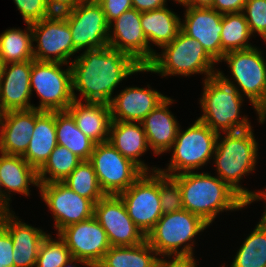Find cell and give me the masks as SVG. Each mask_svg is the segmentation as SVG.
I'll return each instance as SVG.
<instances>
[{
	"label": "cell",
	"mask_w": 266,
	"mask_h": 267,
	"mask_svg": "<svg viewBox=\"0 0 266 267\" xmlns=\"http://www.w3.org/2000/svg\"><path fill=\"white\" fill-rule=\"evenodd\" d=\"M265 58L264 51L257 46L246 50L230 51L225 53L220 62L227 63L232 79L220 69L217 71L224 81L234 86L242 97L250 101L259 124L266 122Z\"/></svg>",
	"instance_id": "5b68a950"
},
{
	"label": "cell",
	"mask_w": 266,
	"mask_h": 267,
	"mask_svg": "<svg viewBox=\"0 0 266 267\" xmlns=\"http://www.w3.org/2000/svg\"><path fill=\"white\" fill-rule=\"evenodd\" d=\"M14 214L13 210L0 212V225L12 238L14 267H35L40 245L48 233Z\"/></svg>",
	"instance_id": "d6986e66"
},
{
	"label": "cell",
	"mask_w": 266,
	"mask_h": 267,
	"mask_svg": "<svg viewBox=\"0 0 266 267\" xmlns=\"http://www.w3.org/2000/svg\"><path fill=\"white\" fill-rule=\"evenodd\" d=\"M31 185L39 187L37 171L22 156L0 153L1 196L10 204L12 193L30 196Z\"/></svg>",
	"instance_id": "d4e9b609"
},
{
	"label": "cell",
	"mask_w": 266,
	"mask_h": 267,
	"mask_svg": "<svg viewBox=\"0 0 266 267\" xmlns=\"http://www.w3.org/2000/svg\"><path fill=\"white\" fill-rule=\"evenodd\" d=\"M27 28H10L0 34V62L2 65L33 60V33L31 23Z\"/></svg>",
	"instance_id": "4dcf8cb0"
},
{
	"label": "cell",
	"mask_w": 266,
	"mask_h": 267,
	"mask_svg": "<svg viewBox=\"0 0 266 267\" xmlns=\"http://www.w3.org/2000/svg\"><path fill=\"white\" fill-rule=\"evenodd\" d=\"M218 133L196 119L186 130L177 132V137L168 150L172 153L166 169L158 171L169 176L184 172H195L207 166L213 159Z\"/></svg>",
	"instance_id": "ba28073f"
},
{
	"label": "cell",
	"mask_w": 266,
	"mask_h": 267,
	"mask_svg": "<svg viewBox=\"0 0 266 267\" xmlns=\"http://www.w3.org/2000/svg\"><path fill=\"white\" fill-rule=\"evenodd\" d=\"M1 67H2V63L0 62V75H1Z\"/></svg>",
	"instance_id": "f5cc1de1"
},
{
	"label": "cell",
	"mask_w": 266,
	"mask_h": 267,
	"mask_svg": "<svg viewBox=\"0 0 266 267\" xmlns=\"http://www.w3.org/2000/svg\"><path fill=\"white\" fill-rule=\"evenodd\" d=\"M209 225L188 210L163 214L146 235V241L160 256L195 255V236Z\"/></svg>",
	"instance_id": "52a82bcc"
},
{
	"label": "cell",
	"mask_w": 266,
	"mask_h": 267,
	"mask_svg": "<svg viewBox=\"0 0 266 267\" xmlns=\"http://www.w3.org/2000/svg\"><path fill=\"white\" fill-rule=\"evenodd\" d=\"M31 29L33 42L37 43L33 45L34 60L71 64L76 58L70 27L60 12L31 23Z\"/></svg>",
	"instance_id": "8fae6325"
},
{
	"label": "cell",
	"mask_w": 266,
	"mask_h": 267,
	"mask_svg": "<svg viewBox=\"0 0 266 267\" xmlns=\"http://www.w3.org/2000/svg\"><path fill=\"white\" fill-rule=\"evenodd\" d=\"M39 194L51 211L56 234L68 225L94 216V203L78 195L63 182L39 184Z\"/></svg>",
	"instance_id": "5bb4252c"
},
{
	"label": "cell",
	"mask_w": 266,
	"mask_h": 267,
	"mask_svg": "<svg viewBox=\"0 0 266 267\" xmlns=\"http://www.w3.org/2000/svg\"><path fill=\"white\" fill-rule=\"evenodd\" d=\"M89 161L105 195H119L144 173L109 142L96 144Z\"/></svg>",
	"instance_id": "7c38bea8"
},
{
	"label": "cell",
	"mask_w": 266,
	"mask_h": 267,
	"mask_svg": "<svg viewBox=\"0 0 266 267\" xmlns=\"http://www.w3.org/2000/svg\"><path fill=\"white\" fill-rule=\"evenodd\" d=\"M79 264L82 266L90 267L85 261L79 260L75 257H72L71 259H69V261L66 264H64L62 267H78Z\"/></svg>",
	"instance_id": "7dc6e473"
},
{
	"label": "cell",
	"mask_w": 266,
	"mask_h": 267,
	"mask_svg": "<svg viewBox=\"0 0 266 267\" xmlns=\"http://www.w3.org/2000/svg\"><path fill=\"white\" fill-rule=\"evenodd\" d=\"M13 248L10 234L0 225V267H14Z\"/></svg>",
	"instance_id": "60d3db41"
},
{
	"label": "cell",
	"mask_w": 266,
	"mask_h": 267,
	"mask_svg": "<svg viewBox=\"0 0 266 267\" xmlns=\"http://www.w3.org/2000/svg\"><path fill=\"white\" fill-rule=\"evenodd\" d=\"M158 256L146 240L134 246H111L96 267H157Z\"/></svg>",
	"instance_id": "f1b7e54d"
},
{
	"label": "cell",
	"mask_w": 266,
	"mask_h": 267,
	"mask_svg": "<svg viewBox=\"0 0 266 267\" xmlns=\"http://www.w3.org/2000/svg\"><path fill=\"white\" fill-rule=\"evenodd\" d=\"M168 0H132V8L137 11L148 12L167 6Z\"/></svg>",
	"instance_id": "ee69618b"
},
{
	"label": "cell",
	"mask_w": 266,
	"mask_h": 267,
	"mask_svg": "<svg viewBox=\"0 0 266 267\" xmlns=\"http://www.w3.org/2000/svg\"><path fill=\"white\" fill-rule=\"evenodd\" d=\"M108 46L128 54L142 67H146L157 52L149 47L141 26V12L133 8L109 24Z\"/></svg>",
	"instance_id": "e0dca14e"
},
{
	"label": "cell",
	"mask_w": 266,
	"mask_h": 267,
	"mask_svg": "<svg viewBox=\"0 0 266 267\" xmlns=\"http://www.w3.org/2000/svg\"><path fill=\"white\" fill-rule=\"evenodd\" d=\"M57 145L55 111L35 109L34 131L22 157L38 171Z\"/></svg>",
	"instance_id": "4316f807"
},
{
	"label": "cell",
	"mask_w": 266,
	"mask_h": 267,
	"mask_svg": "<svg viewBox=\"0 0 266 267\" xmlns=\"http://www.w3.org/2000/svg\"><path fill=\"white\" fill-rule=\"evenodd\" d=\"M159 194L163 214L184 209L181 188L172 176L159 172Z\"/></svg>",
	"instance_id": "8d00e7d4"
},
{
	"label": "cell",
	"mask_w": 266,
	"mask_h": 267,
	"mask_svg": "<svg viewBox=\"0 0 266 267\" xmlns=\"http://www.w3.org/2000/svg\"><path fill=\"white\" fill-rule=\"evenodd\" d=\"M167 97L149 84L145 88L126 86L110 103L111 120L141 122Z\"/></svg>",
	"instance_id": "44dd1931"
},
{
	"label": "cell",
	"mask_w": 266,
	"mask_h": 267,
	"mask_svg": "<svg viewBox=\"0 0 266 267\" xmlns=\"http://www.w3.org/2000/svg\"><path fill=\"white\" fill-rule=\"evenodd\" d=\"M247 0H214L212 9L221 14L243 12Z\"/></svg>",
	"instance_id": "7bdbcfd3"
},
{
	"label": "cell",
	"mask_w": 266,
	"mask_h": 267,
	"mask_svg": "<svg viewBox=\"0 0 266 267\" xmlns=\"http://www.w3.org/2000/svg\"><path fill=\"white\" fill-rule=\"evenodd\" d=\"M57 144L65 146L82 160H90L96 143L76 125L68 111H55Z\"/></svg>",
	"instance_id": "f546056e"
},
{
	"label": "cell",
	"mask_w": 266,
	"mask_h": 267,
	"mask_svg": "<svg viewBox=\"0 0 266 267\" xmlns=\"http://www.w3.org/2000/svg\"><path fill=\"white\" fill-rule=\"evenodd\" d=\"M82 161L65 146L57 145L37 171L39 184L63 182Z\"/></svg>",
	"instance_id": "836d02e7"
},
{
	"label": "cell",
	"mask_w": 266,
	"mask_h": 267,
	"mask_svg": "<svg viewBox=\"0 0 266 267\" xmlns=\"http://www.w3.org/2000/svg\"><path fill=\"white\" fill-rule=\"evenodd\" d=\"M214 0H188L183 7L212 8Z\"/></svg>",
	"instance_id": "bcb514c9"
},
{
	"label": "cell",
	"mask_w": 266,
	"mask_h": 267,
	"mask_svg": "<svg viewBox=\"0 0 266 267\" xmlns=\"http://www.w3.org/2000/svg\"><path fill=\"white\" fill-rule=\"evenodd\" d=\"M249 30L260 36L266 37V0H247L243 9Z\"/></svg>",
	"instance_id": "74e56055"
},
{
	"label": "cell",
	"mask_w": 266,
	"mask_h": 267,
	"mask_svg": "<svg viewBox=\"0 0 266 267\" xmlns=\"http://www.w3.org/2000/svg\"><path fill=\"white\" fill-rule=\"evenodd\" d=\"M70 65L74 99L84 102L110 104L114 90L123 80L145 72V67L131 56L110 46L84 50Z\"/></svg>",
	"instance_id": "6da1fadb"
},
{
	"label": "cell",
	"mask_w": 266,
	"mask_h": 267,
	"mask_svg": "<svg viewBox=\"0 0 266 267\" xmlns=\"http://www.w3.org/2000/svg\"><path fill=\"white\" fill-rule=\"evenodd\" d=\"M25 23L49 17L55 11L46 0H13Z\"/></svg>",
	"instance_id": "f35d334b"
},
{
	"label": "cell",
	"mask_w": 266,
	"mask_h": 267,
	"mask_svg": "<svg viewBox=\"0 0 266 267\" xmlns=\"http://www.w3.org/2000/svg\"><path fill=\"white\" fill-rule=\"evenodd\" d=\"M54 11H61L69 7L75 6L83 0H46Z\"/></svg>",
	"instance_id": "f6af8a7d"
},
{
	"label": "cell",
	"mask_w": 266,
	"mask_h": 267,
	"mask_svg": "<svg viewBox=\"0 0 266 267\" xmlns=\"http://www.w3.org/2000/svg\"><path fill=\"white\" fill-rule=\"evenodd\" d=\"M3 111H2V109H1V107H0V121H1V119H2V117H3Z\"/></svg>",
	"instance_id": "816d5d0a"
},
{
	"label": "cell",
	"mask_w": 266,
	"mask_h": 267,
	"mask_svg": "<svg viewBox=\"0 0 266 267\" xmlns=\"http://www.w3.org/2000/svg\"><path fill=\"white\" fill-rule=\"evenodd\" d=\"M94 217L107 233L111 246H134L146 240L119 195L102 197L94 205Z\"/></svg>",
	"instance_id": "2e32d148"
},
{
	"label": "cell",
	"mask_w": 266,
	"mask_h": 267,
	"mask_svg": "<svg viewBox=\"0 0 266 267\" xmlns=\"http://www.w3.org/2000/svg\"><path fill=\"white\" fill-rule=\"evenodd\" d=\"M67 111L77 127L96 144L108 142L111 124L110 104L73 100Z\"/></svg>",
	"instance_id": "484cf974"
},
{
	"label": "cell",
	"mask_w": 266,
	"mask_h": 267,
	"mask_svg": "<svg viewBox=\"0 0 266 267\" xmlns=\"http://www.w3.org/2000/svg\"><path fill=\"white\" fill-rule=\"evenodd\" d=\"M141 26L149 47L170 43L181 30V18L167 6L141 13ZM151 42V43H150Z\"/></svg>",
	"instance_id": "83f0119b"
},
{
	"label": "cell",
	"mask_w": 266,
	"mask_h": 267,
	"mask_svg": "<svg viewBox=\"0 0 266 267\" xmlns=\"http://www.w3.org/2000/svg\"><path fill=\"white\" fill-rule=\"evenodd\" d=\"M252 36L243 12L223 14L220 37L224 53L253 48Z\"/></svg>",
	"instance_id": "d6a6232c"
},
{
	"label": "cell",
	"mask_w": 266,
	"mask_h": 267,
	"mask_svg": "<svg viewBox=\"0 0 266 267\" xmlns=\"http://www.w3.org/2000/svg\"><path fill=\"white\" fill-rule=\"evenodd\" d=\"M105 13L106 20L110 24L123 12L132 9V0H96Z\"/></svg>",
	"instance_id": "ab89813d"
},
{
	"label": "cell",
	"mask_w": 266,
	"mask_h": 267,
	"mask_svg": "<svg viewBox=\"0 0 266 267\" xmlns=\"http://www.w3.org/2000/svg\"><path fill=\"white\" fill-rule=\"evenodd\" d=\"M32 60L7 63L1 67L0 107L3 112L28 110L31 104L30 74Z\"/></svg>",
	"instance_id": "ffe728a7"
},
{
	"label": "cell",
	"mask_w": 266,
	"mask_h": 267,
	"mask_svg": "<svg viewBox=\"0 0 266 267\" xmlns=\"http://www.w3.org/2000/svg\"><path fill=\"white\" fill-rule=\"evenodd\" d=\"M237 250L230 267H266V213ZM221 267H226L225 263Z\"/></svg>",
	"instance_id": "1f68e13d"
},
{
	"label": "cell",
	"mask_w": 266,
	"mask_h": 267,
	"mask_svg": "<svg viewBox=\"0 0 266 267\" xmlns=\"http://www.w3.org/2000/svg\"><path fill=\"white\" fill-rule=\"evenodd\" d=\"M48 234L40 245L35 267H62L72 258L65 242Z\"/></svg>",
	"instance_id": "d590c367"
},
{
	"label": "cell",
	"mask_w": 266,
	"mask_h": 267,
	"mask_svg": "<svg viewBox=\"0 0 266 267\" xmlns=\"http://www.w3.org/2000/svg\"><path fill=\"white\" fill-rule=\"evenodd\" d=\"M11 211L10 204L1 196L0 186V212Z\"/></svg>",
	"instance_id": "c3c4849f"
},
{
	"label": "cell",
	"mask_w": 266,
	"mask_h": 267,
	"mask_svg": "<svg viewBox=\"0 0 266 267\" xmlns=\"http://www.w3.org/2000/svg\"><path fill=\"white\" fill-rule=\"evenodd\" d=\"M181 30L199 41L219 64L225 53L221 48L222 16L212 8L185 7Z\"/></svg>",
	"instance_id": "ac0fdd59"
},
{
	"label": "cell",
	"mask_w": 266,
	"mask_h": 267,
	"mask_svg": "<svg viewBox=\"0 0 266 267\" xmlns=\"http://www.w3.org/2000/svg\"><path fill=\"white\" fill-rule=\"evenodd\" d=\"M63 183L78 195L90 199L94 204L105 196L89 160H83Z\"/></svg>",
	"instance_id": "e575fe53"
},
{
	"label": "cell",
	"mask_w": 266,
	"mask_h": 267,
	"mask_svg": "<svg viewBox=\"0 0 266 267\" xmlns=\"http://www.w3.org/2000/svg\"><path fill=\"white\" fill-rule=\"evenodd\" d=\"M108 142L125 158L136 164L143 172L158 171V167H150L140 158L149 151L141 122L112 120L109 128Z\"/></svg>",
	"instance_id": "cb8c5ba5"
},
{
	"label": "cell",
	"mask_w": 266,
	"mask_h": 267,
	"mask_svg": "<svg viewBox=\"0 0 266 267\" xmlns=\"http://www.w3.org/2000/svg\"><path fill=\"white\" fill-rule=\"evenodd\" d=\"M59 12L67 20L77 52L108 46L109 23L96 0H83Z\"/></svg>",
	"instance_id": "30bf717a"
},
{
	"label": "cell",
	"mask_w": 266,
	"mask_h": 267,
	"mask_svg": "<svg viewBox=\"0 0 266 267\" xmlns=\"http://www.w3.org/2000/svg\"><path fill=\"white\" fill-rule=\"evenodd\" d=\"M170 1V0H169ZM175 3H179L180 5H184L188 0H173Z\"/></svg>",
	"instance_id": "681fc988"
},
{
	"label": "cell",
	"mask_w": 266,
	"mask_h": 267,
	"mask_svg": "<svg viewBox=\"0 0 266 267\" xmlns=\"http://www.w3.org/2000/svg\"><path fill=\"white\" fill-rule=\"evenodd\" d=\"M161 257V258H160ZM157 267H198L194 255L160 256Z\"/></svg>",
	"instance_id": "b9f144b4"
},
{
	"label": "cell",
	"mask_w": 266,
	"mask_h": 267,
	"mask_svg": "<svg viewBox=\"0 0 266 267\" xmlns=\"http://www.w3.org/2000/svg\"><path fill=\"white\" fill-rule=\"evenodd\" d=\"M58 236L65 242L71 256L96 267L111 245L105 230L93 216L61 229Z\"/></svg>",
	"instance_id": "9a60e30c"
},
{
	"label": "cell",
	"mask_w": 266,
	"mask_h": 267,
	"mask_svg": "<svg viewBox=\"0 0 266 267\" xmlns=\"http://www.w3.org/2000/svg\"><path fill=\"white\" fill-rule=\"evenodd\" d=\"M203 80L199 104L202 115L198 118L213 131L237 132L252 127L246 115H240L244 97L218 74Z\"/></svg>",
	"instance_id": "277c9868"
},
{
	"label": "cell",
	"mask_w": 266,
	"mask_h": 267,
	"mask_svg": "<svg viewBox=\"0 0 266 267\" xmlns=\"http://www.w3.org/2000/svg\"><path fill=\"white\" fill-rule=\"evenodd\" d=\"M218 63L206 52L202 44L186 35L182 30L168 44L156 52L145 72L157 73L161 77L192 76L204 74L207 79L217 74Z\"/></svg>",
	"instance_id": "8992f818"
},
{
	"label": "cell",
	"mask_w": 266,
	"mask_h": 267,
	"mask_svg": "<svg viewBox=\"0 0 266 267\" xmlns=\"http://www.w3.org/2000/svg\"><path fill=\"white\" fill-rule=\"evenodd\" d=\"M174 101L167 97L141 121L149 150L151 149L154 155L167 153L177 137L181 125L169 110Z\"/></svg>",
	"instance_id": "7402d4cb"
},
{
	"label": "cell",
	"mask_w": 266,
	"mask_h": 267,
	"mask_svg": "<svg viewBox=\"0 0 266 267\" xmlns=\"http://www.w3.org/2000/svg\"><path fill=\"white\" fill-rule=\"evenodd\" d=\"M263 201H264V203L266 204V192H265V194H264V196H263V199H262ZM265 208V210H264V212L266 213V206L264 207Z\"/></svg>",
	"instance_id": "f907efd6"
},
{
	"label": "cell",
	"mask_w": 266,
	"mask_h": 267,
	"mask_svg": "<svg viewBox=\"0 0 266 267\" xmlns=\"http://www.w3.org/2000/svg\"><path fill=\"white\" fill-rule=\"evenodd\" d=\"M119 196L131 220L146 236L163 215L159 194V171L144 172Z\"/></svg>",
	"instance_id": "4fadbf2b"
},
{
	"label": "cell",
	"mask_w": 266,
	"mask_h": 267,
	"mask_svg": "<svg viewBox=\"0 0 266 267\" xmlns=\"http://www.w3.org/2000/svg\"><path fill=\"white\" fill-rule=\"evenodd\" d=\"M63 65H67V69L64 70ZM30 87L31 95L35 91L40 98L35 109L67 111L74 100L71 65L33 59Z\"/></svg>",
	"instance_id": "9c48e42d"
},
{
	"label": "cell",
	"mask_w": 266,
	"mask_h": 267,
	"mask_svg": "<svg viewBox=\"0 0 266 267\" xmlns=\"http://www.w3.org/2000/svg\"><path fill=\"white\" fill-rule=\"evenodd\" d=\"M172 177L181 188L183 208L199 216L209 226L220 213L239 211L249 206L225 182L211 173L184 172Z\"/></svg>",
	"instance_id": "3957f363"
},
{
	"label": "cell",
	"mask_w": 266,
	"mask_h": 267,
	"mask_svg": "<svg viewBox=\"0 0 266 267\" xmlns=\"http://www.w3.org/2000/svg\"><path fill=\"white\" fill-rule=\"evenodd\" d=\"M35 127V108L3 113L0 121V153L23 156Z\"/></svg>",
	"instance_id": "603a6c76"
},
{
	"label": "cell",
	"mask_w": 266,
	"mask_h": 267,
	"mask_svg": "<svg viewBox=\"0 0 266 267\" xmlns=\"http://www.w3.org/2000/svg\"><path fill=\"white\" fill-rule=\"evenodd\" d=\"M253 126L246 130L218 134L213 163L216 176L235 191L248 205L262 201L266 187L252 191L240 184L245 175L256 170L258 141H256Z\"/></svg>",
	"instance_id": "7a4b0ae2"
}]
</instances>
